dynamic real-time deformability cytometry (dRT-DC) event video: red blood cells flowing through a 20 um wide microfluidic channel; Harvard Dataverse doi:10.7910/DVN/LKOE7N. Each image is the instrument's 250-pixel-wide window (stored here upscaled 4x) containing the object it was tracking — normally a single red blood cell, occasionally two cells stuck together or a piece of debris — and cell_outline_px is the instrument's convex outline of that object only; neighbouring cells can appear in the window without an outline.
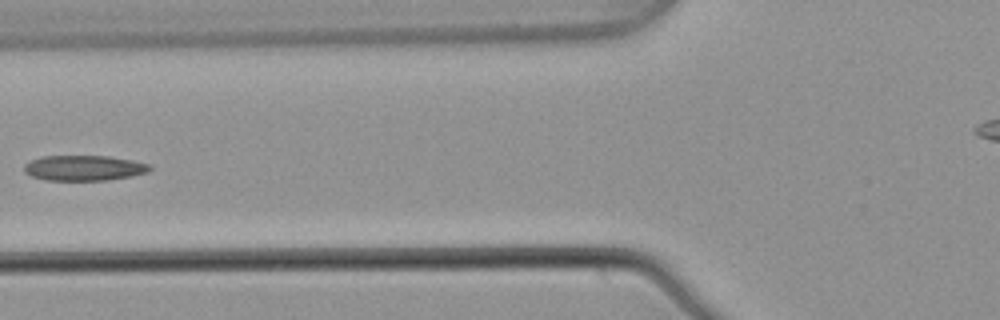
{"species": "common noctule bat (a hibernating species)", "species_latin": "Nyctalus noctula", "temperature_condition": "warm", "stored_images_in_passage": 6, "camera_frame_rate_fps": 3000, "um_per_image_px": 0.085, "animal": {"sex": "male", "body_mass_g": 21.5, "forearm_length_mm": 52.0}, "frame": {"image": 1, "passage_image": 5, "time_ms": 1.333, "image_size_px": [1000, 320], "cell_outline_px": [[152, 168], [148, 172], [108, 180], [44, 180], [32, 176], [24, 172], [24, 164], [40, 156], [108, 156], [132, 160], [148, 164]], "centroid_in_image_um": [7.1, 14.27], "position_along_channel_um": 118.7, "area_um2": 18.44}}
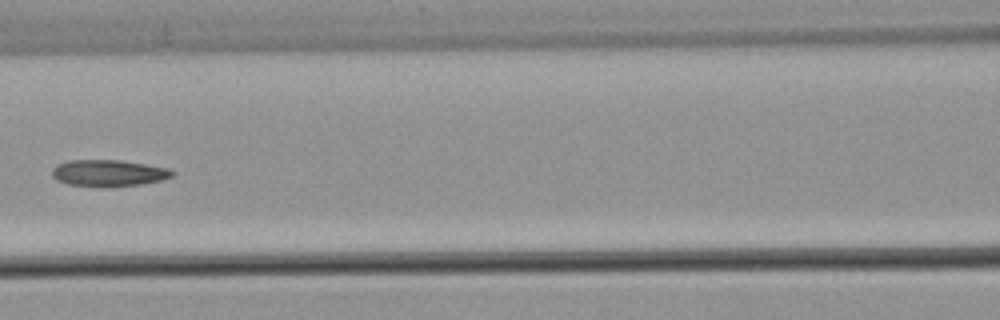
{"frame": {"image": 2, "passage_image": 6, "time_ms": 1.667, "image_size_px": [1000, 320], "cell_outline_px": [[176, 172], [172, 176], [164, 180], [140, 184], [104, 188], [100, 188], [68, 184], [56, 180], [52, 176], [52, 168], [56, 164], [68, 160], [120, 160], [168, 168]], "centroid_in_image_um": [9.2, 14.72], "position_along_channel_um": 157.4, "area_um2": 18.96}}